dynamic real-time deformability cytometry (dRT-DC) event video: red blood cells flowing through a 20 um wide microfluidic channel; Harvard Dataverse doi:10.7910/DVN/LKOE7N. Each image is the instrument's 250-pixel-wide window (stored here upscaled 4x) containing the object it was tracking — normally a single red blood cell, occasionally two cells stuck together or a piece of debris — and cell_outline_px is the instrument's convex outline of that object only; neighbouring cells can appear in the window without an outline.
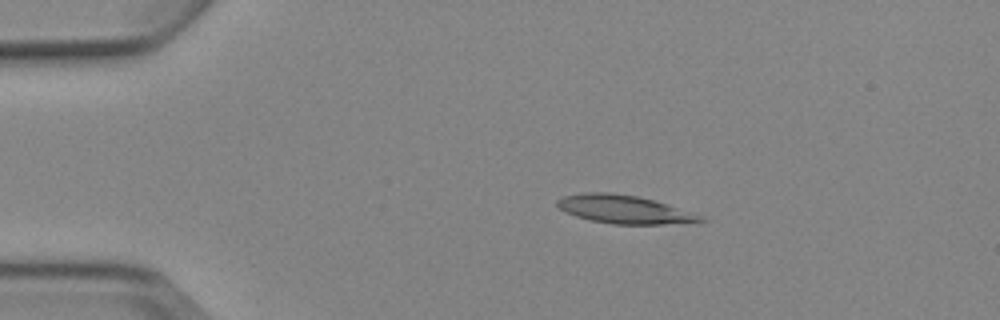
{"species": "Egyptian fruit bat (a non-hibernating species)", "species_latin": "Rousettus aegyptiacus", "temperature_condition": "cold", "stored_images_in_passage": 3, "camera_frame_rate_fps": 3000, "um_per_image_px": 0.085, "animal": {"sex": "female"}, "frame": {"image": 1, "passage_image": 2, "time_ms": 1.0, "image_size_px": [1000, 320], "cell_outline_px": [[708, 220], [664, 224], [612, 224], [588, 220], [564, 212], [556, 204], [556, 200], [564, 196], [584, 192], [608, 192], [636, 196], [652, 200], [676, 208]], "centroid_in_image_um": [52.89, 17.79], "position_along_channel_um": 32.1, "area_um2": 22.95}}